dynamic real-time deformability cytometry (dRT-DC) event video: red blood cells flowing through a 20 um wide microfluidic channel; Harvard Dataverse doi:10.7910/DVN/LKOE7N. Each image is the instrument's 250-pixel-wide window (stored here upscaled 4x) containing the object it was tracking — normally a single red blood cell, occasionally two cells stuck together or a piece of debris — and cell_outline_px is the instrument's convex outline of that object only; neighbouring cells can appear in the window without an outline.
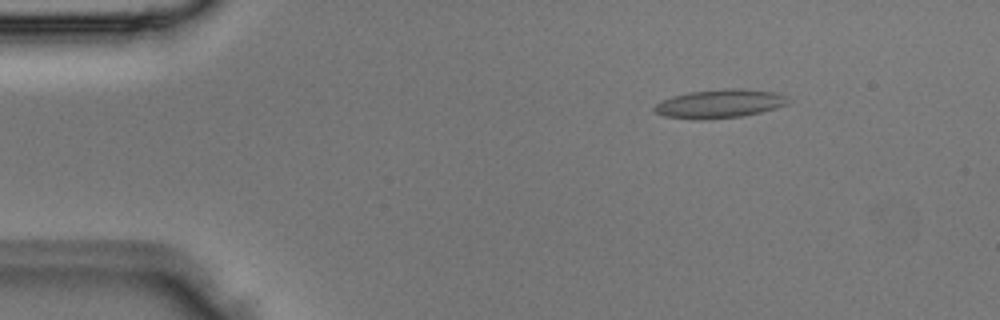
{"species": "Egyptian fruit bat (a non-hibernating species)", "species_latin": "Rousettus aegyptiacus", "temperature_condition": "room temperature", "stored_images_in_passage": 3, "camera_frame_rate_fps": 3000, "um_per_image_px": 0.085, "animal": {"sex": "male"}, "frame": {"image": 1, "passage_image": 1, "time_ms": 0.0, "image_size_px": [1000, 320], "cell_outline_px": [[792, 100], [788, 104], [776, 108], [760, 112], [740, 116], [708, 120], [692, 120], [664, 116], [656, 112], [652, 108], [660, 100], [672, 96], [688, 92], [724, 88], [740, 88], [776, 92]], "centroid_in_image_um": [61.15, 8.81], "position_along_channel_um": 23.9, "area_um2": 22.66}}